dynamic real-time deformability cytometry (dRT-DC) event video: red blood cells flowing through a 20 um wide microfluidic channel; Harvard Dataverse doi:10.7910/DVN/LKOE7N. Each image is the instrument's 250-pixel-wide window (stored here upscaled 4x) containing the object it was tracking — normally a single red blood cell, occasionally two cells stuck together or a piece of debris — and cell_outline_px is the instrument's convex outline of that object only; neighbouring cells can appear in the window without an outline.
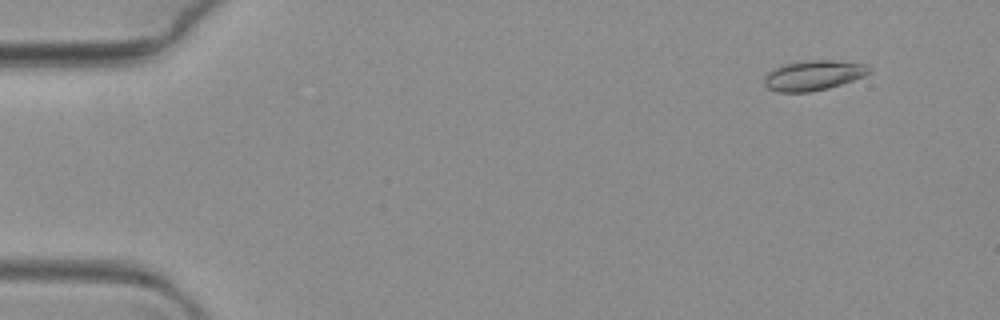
{"species": "common noctule bat (a hibernating species)", "species_latin": "Nyctalus noctula", "temperature_condition": "warm", "stored_images_in_passage": 69, "camera_frame_rate_fps": 3000, "um_per_image_px": 0.085, "animal": {"sex": "female", "body_mass_g": 19.3, "forearm_length_mm": 54.1}, "frame": {"image": 1, "passage_image": 7, "time_ms": 2.0, "image_size_px": [1000, 320], "cell_outline_px": [[872, 72], [864, 76], [828, 88], [808, 92], [780, 92], [768, 88], [764, 84], [764, 76], [772, 68], [780, 64], [804, 60], [832, 60], [868, 64], [872, 68]], "centroid_in_image_um": [69.13, 6.38], "position_along_channel_um": 15.9, "area_um2": 18.61}}
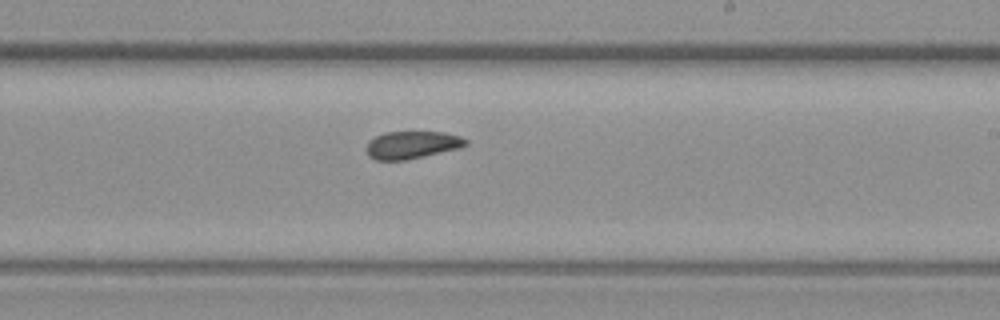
{"frame": {"image": 2, "passage_image": 42, "time_ms": 13.667, "image_size_px": [1000, 320], "cell_outline_px": [[468, 144], [460, 148], [404, 160], [376, 160], [368, 156], [364, 148], [368, 140], [384, 132], [444, 132], [460, 136], [468, 140]], "centroid_in_image_um": [34.98, 12.31], "position_along_channel_um": 254.0, "area_um2": 16.07}}
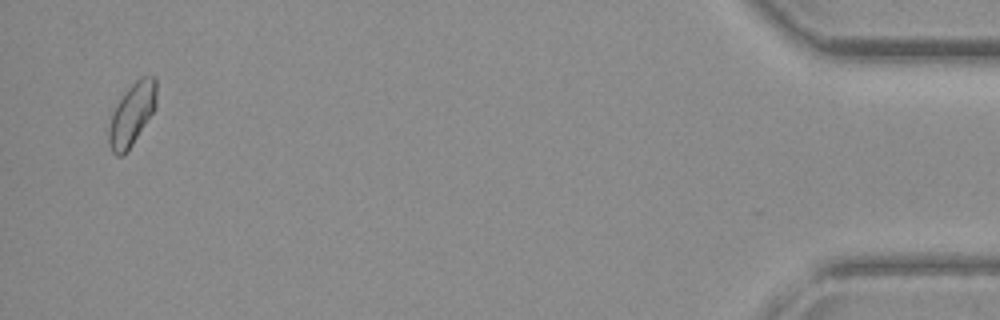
{"frame": {"image": 3, "passage_image": 67, "time_ms": 22.0, "image_size_px": [1000, 320], "cell_outline_px": [[156, 108], [132, 144], [120, 156], [116, 156], [112, 152], [108, 144], [108, 128], [112, 112], [116, 104], [124, 92], [140, 76], [156, 76]], "centroid_in_image_um": [11.2, 9.68], "position_along_channel_um": 424.0, "area_um2": 17.34}}